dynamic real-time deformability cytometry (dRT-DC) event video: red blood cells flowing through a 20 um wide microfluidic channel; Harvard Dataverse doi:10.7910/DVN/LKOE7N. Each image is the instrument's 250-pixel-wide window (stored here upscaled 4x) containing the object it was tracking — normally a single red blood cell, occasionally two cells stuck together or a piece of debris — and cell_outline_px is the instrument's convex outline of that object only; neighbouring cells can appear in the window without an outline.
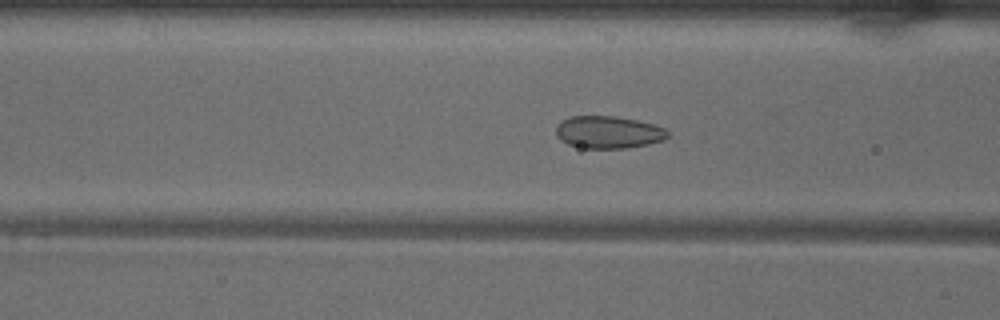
{"species": "common noctule bat (a hibernating species)", "species_latin": "Nyctalus noctula", "temperature_condition": "warm", "stored_images_in_passage": 47, "camera_frame_rate_fps": 3000, "um_per_image_px": 0.085, "animal": {"sex": "male", "body_mass_g": 18.8}, "frame": {"image": 1, "passage_image": 16, "time_ms": 5.0, "image_size_px": [1000, 320], "cell_outline_px": [[668, 136], [664, 140], [648, 144], [628, 148], [580, 148], [568, 144], [560, 140], [556, 136], [556, 124], [560, 120], [568, 116], [616, 116], [636, 120], [652, 124], [664, 128], [668, 132]], "centroid_in_image_um": [51.66, 11.23], "position_along_channel_um": 114.9, "area_um2": 21.27}}
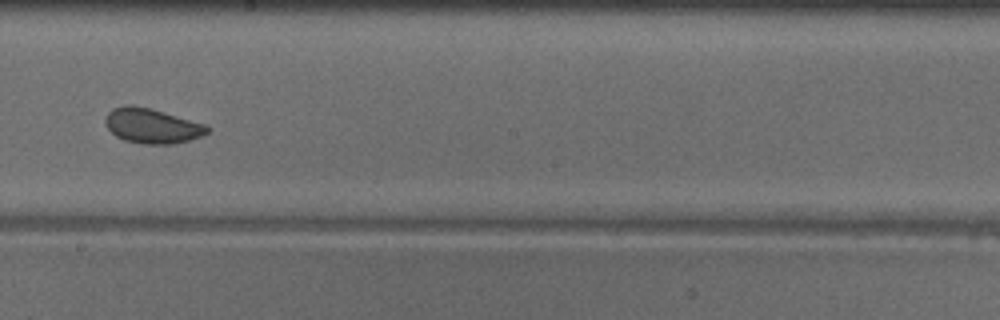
{"frame": {"image": 2, "passage_image": 25, "time_ms": 8.0, "image_size_px": [1000, 320], "cell_outline_px": [[212, 128], [208, 132], [200, 136], [188, 140], [172, 144], [144, 144], [124, 140], [116, 136], [108, 128], [104, 120], [104, 116], [112, 108], [124, 104], [132, 104], [152, 108], [208, 124]], "centroid_in_image_um": [12.93, 10.67], "position_along_channel_um": 235.3, "area_um2": 21.15}}
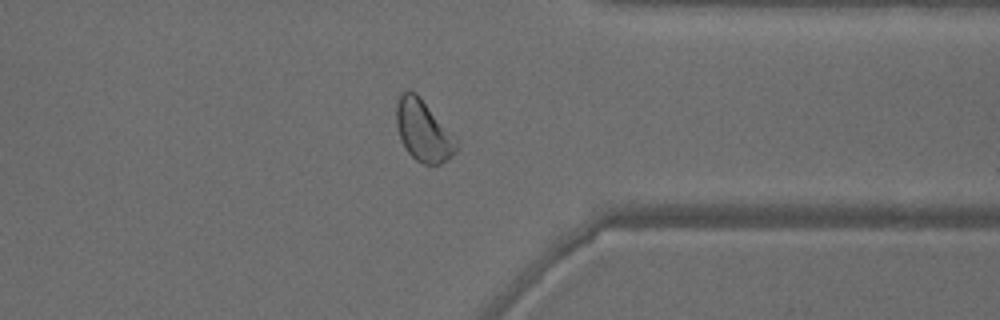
{"frame": {"image": 3, "passage_image": 36, "time_ms": 11.667, "image_size_px": [1000, 320], "cell_outline_px": [[460, 140], [456, 152], [452, 156], [440, 164], [424, 164], [416, 160], [404, 148], [400, 140], [396, 124], [396, 104], [400, 92], [416, 92], [420, 96]], "centroid_in_image_um": [36.01, 11.11], "position_along_channel_um": 375.4, "area_um2": 21.91}, "authors_computed_cell_mechanics": {"area_um2": 21.7906, "velocity_mm_per_s": 4.0093, "shape_relaxation_time_tau1_ms": 2.4725, "shape_relaxation_time_tau2_ms": 1.21, "deformation_change_tau1": 0.0633, "deformation_change_tau2": 0.0586}}